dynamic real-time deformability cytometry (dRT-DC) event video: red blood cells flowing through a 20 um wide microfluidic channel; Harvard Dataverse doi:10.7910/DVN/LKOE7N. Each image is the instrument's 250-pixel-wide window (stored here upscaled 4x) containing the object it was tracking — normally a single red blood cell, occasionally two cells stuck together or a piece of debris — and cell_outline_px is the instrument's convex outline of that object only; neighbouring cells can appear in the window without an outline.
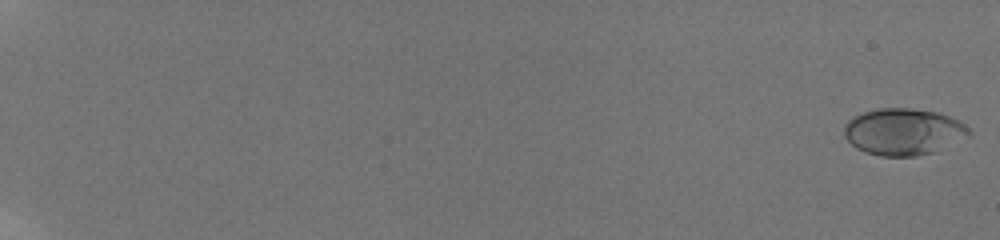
{"species": "human", "species_latin": "Homo sapiens", "temperature_condition": "room temperature", "stored_images_in_passage": 59, "camera_frame_rate_fps": 3000, "um_per_image_px": 0.085, "donor": {"sex": "male"}, "frame": {"image": 1, "passage_image": 1, "time_ms": 0.0, "image_size_px": [1000, 240], "cell_outline_px": [[972, 136], [936, 152], [916, 156], [880, 156], [864, 152], [856, 148], [844, 136], [844, 124], [852, 116], [876, 108], [912, 108], [936, 112], [948, 116], [964, 124], [972, 132]], "centroid_in_image_um": [76.8, 11.21], "position_along_channel_um": 8.2, "area_um2": 34.39}}
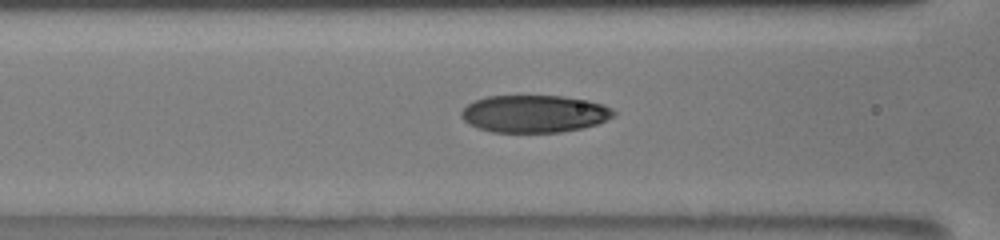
{"frame": {"image": 2, "passage_image": 30, "time_ms": 9.667, "image_size_px": [1000, 240], "cell_outline_px": [[616, 112], [612, 116], [596, 124], [580, 128], [560, 132], [492, 132], [476, 128], [468, 124], [460, 116], [460, 112], [468, 104], [484, 96], [564, 96], [588, 100], [604, 104], [612, 108]], "centroid_in_image_um": [45.38, 9.66], "position_along_channel_um": 121.2, "area_um2": 33.23}}
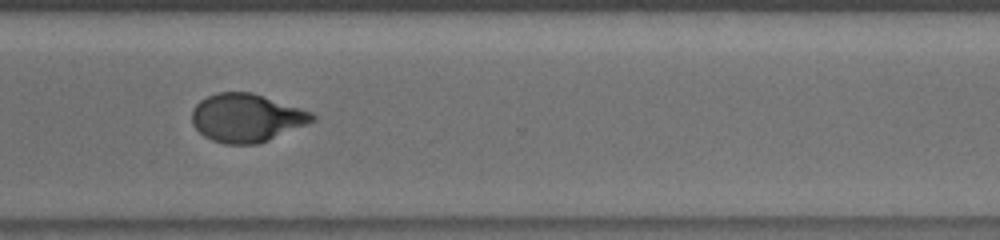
{"frame": {"image": 3, "passage_image": 48, "time_ms": 15.667, "image_size_px": [1000, 240], "cell_outline_px": [[316, 120], [308, 124], [268, 140], [256, 144], [224, 144], [212, 140], [204, 136], [192, 124], [192, 108], [200, 100], [216, 92], [252, 92], [312, 112], [316, 116]], "centroid_in_image_um": [20.94, 10.01], "position_along_channel_um": 349.7, "area_um2": 33.81}, "authors_computed_cell_mechanics": {"area_um2": 33.1194, "velocity_mm_per_s": 3.8172, "shape_relaxation_time_tau1_ms": 4.3129, "shape_relaxation_time_tau2_ms": 1.0205, "deformation_change_tau1": 0.1901, "deformation_change_tau2": 0.0522}}